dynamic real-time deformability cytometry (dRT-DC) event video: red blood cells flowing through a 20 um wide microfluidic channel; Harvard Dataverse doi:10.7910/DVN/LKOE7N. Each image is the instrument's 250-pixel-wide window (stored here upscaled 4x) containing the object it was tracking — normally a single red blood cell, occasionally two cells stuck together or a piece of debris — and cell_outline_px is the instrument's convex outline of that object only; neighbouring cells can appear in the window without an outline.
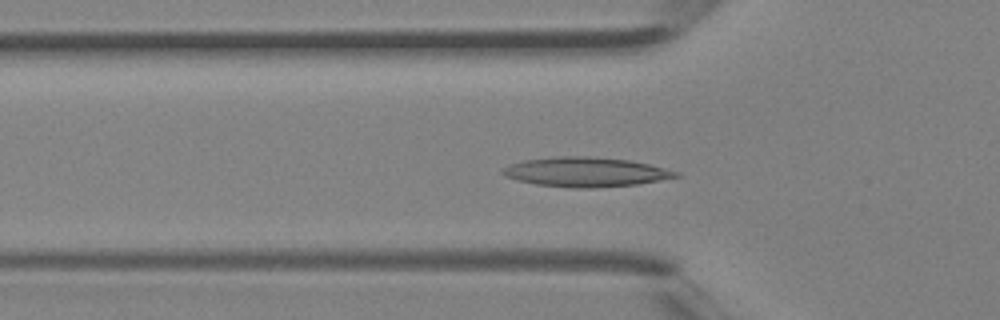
{"species": "Egyptian fruit bat (a non-hibernating species)", "species_latin": "Rousettus aegyptiacus", "temperature_condition": "room temperature", "stored_images_in_passage": 39, "camera_frame_rate_fps": 3000, "um_per_image_px": 0.085, "animal": {"sex": "female"}, "frame": {"image": 1, "passage_image": 13, "time_ms": 4.0, "image_size_px": [1000, 320], "cell_outline_px": [[680, 176], [636, 184], [596, 188], [572, 188], [536, 184], [516, 180], [504, 176], [500, 172], [504, 168], [512, 164], [524, 160], [560, 156], [588, 156], [628, 160], [648, 164], [680, 172]], "centroid_in_image_um": [49.76, 14.62], "position_along_channel_um": 76.0, "area_um2": 29.59}}
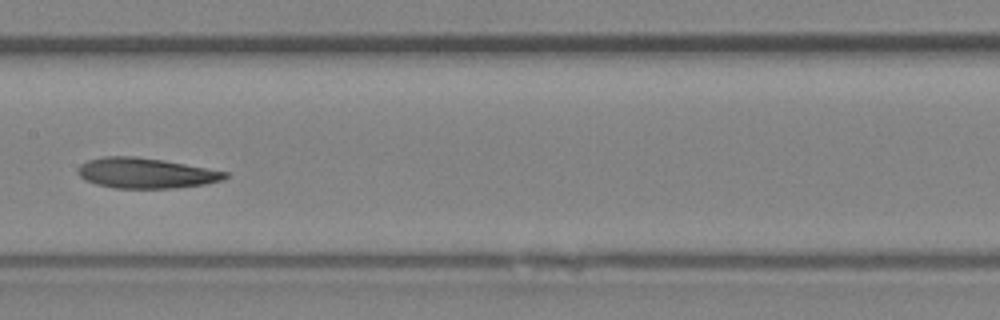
{"frame": {"image": 2, "passage_image": 20, "time_ms": 6.333, "image_size_px": [1000, 320], "cell_outline_px": [[228, 176], [224, 180], [204, 184], [172, 188], [112, 188], [96, 184], [84, 180], [76, 172], [80, 164], [88, 160], [104, 156], [136, 156], [164, 160], [228, 172]], "centroid_in_image_um": [12.36, 14.71], "position_along_channel_um": 195.0, "area_um2": 26.13}}
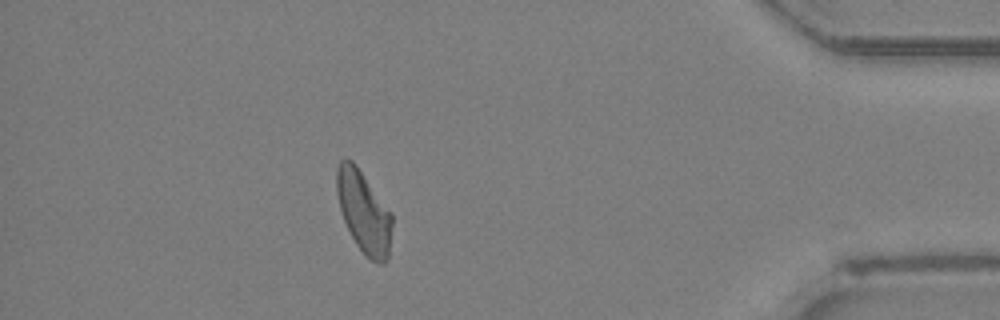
{"frame": {"image": 3, "passage_image": 35, "time_ms": 11.333, "image_size_px": [1000, 320], "cell_outline_px": [[392, 224], [388, 260], [384, 264], [380, 264], [364, 256], [356, 244], [344, 220], [340, 208], [336, 192], [336, 168], [340, 160], [352, 160], [356, 164], [392, 212]], "centroid_in_image_um": [30.93, 18.02], "position_along_channel_um": 404.3, "area_um2": 26.59}}